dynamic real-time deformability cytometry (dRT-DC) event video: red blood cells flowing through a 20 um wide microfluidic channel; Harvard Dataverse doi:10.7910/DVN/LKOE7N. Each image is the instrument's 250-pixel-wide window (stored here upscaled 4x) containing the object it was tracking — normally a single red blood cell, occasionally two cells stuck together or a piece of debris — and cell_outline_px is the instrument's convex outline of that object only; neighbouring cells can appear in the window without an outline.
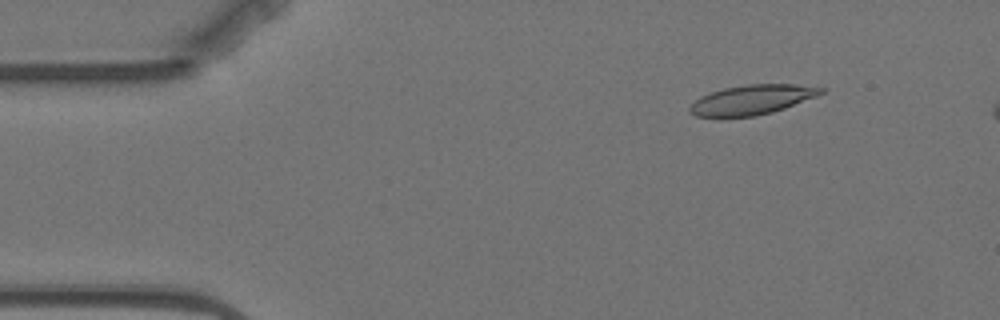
{"species": "Egyptian fruit bat (a non-hibernating species)", "species_latin": "Rousettus aegyptiacus", "temperature_condition": "warm", "stored_images_in_passage": 7, "camera_frame_rate_fps": 3000, "um_per_image_px": 0.085, "animal": {"sex": "female"}, "frame": {"image": 1, "passage_image": 2, "time_ms": 1.0, "image_size_px": [1000, 320], "cell_outline_px": [[828, 88], [824, 92], [816, 96], [784, 108], [772, 112], [756, 116], [720, 120], [696, 116], [688, 112], [688, 108], [700, 96], [724, 88], [748, 84], [792, 84]], "centroid_in_image_um": [63.84, 8.52], "position_along_channel_um": 21.2, "area_um2": 23.29}}
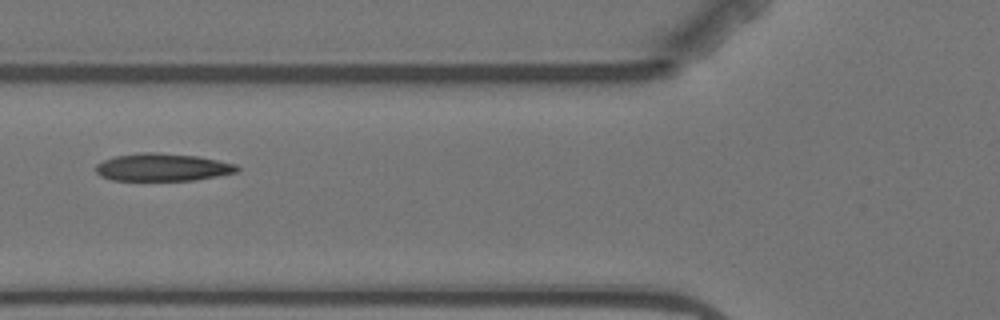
{"frame": {"image": 2, "passage_image": 6, "time_ms": 5.667, "image_size_px": [1000, 320], "cell_outline_px": [[240, 168], [236, 172], [196, 180], [112, 180], [100, 176], [96, 172], [96, 164], [104, 160], [116, 156], [140, 152], [156, 152], [196, 156], [236, 164]], "centroid_in_image_um": [13.79, 14.22], "position_along_channel_um": 112.0, "area_um2": 22.6}}
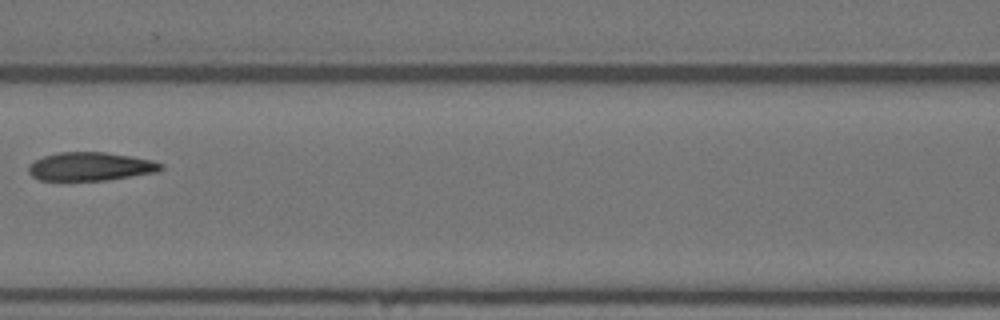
{"frame": {"image": 3, "passage_image": 7, "time_ms": 7.0, "image_size_px": [1000, 320], "cell_outline_px": [[164, 168], [156, 172], [108, 180], [40, 180], [32, 176], [28, 172], [28, 164], [44, 156], [60, 152], [104, 152], [132, 156], [152, 160], [164, 164]], "centroid_in_image_um": [7.7, 14.15], "position_along_channel_um": 158.9, "area_um2": 21.96}}